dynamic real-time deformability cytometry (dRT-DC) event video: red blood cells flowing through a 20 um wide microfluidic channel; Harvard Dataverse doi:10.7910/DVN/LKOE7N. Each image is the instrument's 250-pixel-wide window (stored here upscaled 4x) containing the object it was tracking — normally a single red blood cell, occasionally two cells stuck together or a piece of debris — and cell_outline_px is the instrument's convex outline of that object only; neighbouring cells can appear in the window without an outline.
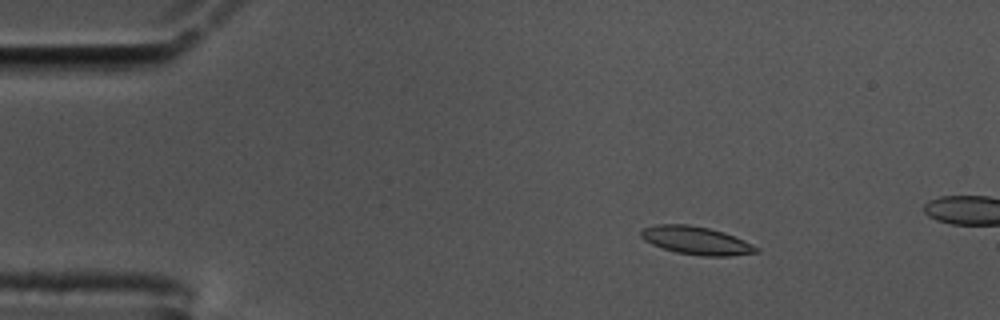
{"species": "common noctule bat (a hibernating species)", "species_latin": "Nyctalus noctula", "temperature_condition": "cold", "stored_images_in_passage": 17, "camera_frame_rate_fps": 3000, "um_per_image_px": 0.085, "animal": {"sex": "male", "body_mass_g": 17.5, "forearm_length_mm": 52.3}, "frame": {"image": 1, "passage_image": 10, "time_ms": 3.0, "image_size_px": [1000, 320], "cell_outline_px": [[760, 252], [728, 256], [700, 256], [676, 252], [652, 244], [644, 240], [640, 236], [640, 228], [656, 224], [688, 224], [708, 228], [724, 232], [744, 240], [760, 248]], "centroid_in_image_um": [59.17, 20.44], "position_along_channel_um": 25.8, "area_um2": 18.96}}